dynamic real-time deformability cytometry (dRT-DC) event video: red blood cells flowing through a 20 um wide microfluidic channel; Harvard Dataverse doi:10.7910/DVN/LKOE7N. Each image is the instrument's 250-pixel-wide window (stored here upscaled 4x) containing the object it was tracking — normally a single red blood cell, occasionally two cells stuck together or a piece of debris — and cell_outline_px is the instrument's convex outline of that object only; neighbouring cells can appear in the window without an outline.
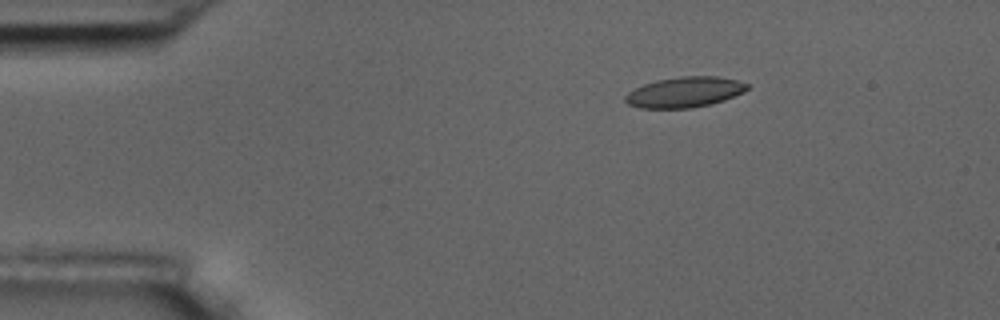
{"species": "common noctule bat (a hibernating species)", "species_latin": "Nyctalus noctula", "temperature_condition": "room temperature", "stored_images_in_passage": 5, "camera_frame_rate_fps": 3000, "um_per_image_px": 0.085, "animal": {"sex": "male", "body_mass_g": 17.5, "forearm_length_mm": 52.3}, "frame": {"image": 1, "passage_image": 3, "time_ms": 2.333, "image_size_px": [1000, 320], "cell_outline_px": [[748, 88], [744, 92], [724, 100], [712, 104], [692, 108], [640, 108], [628, 104], [624, 100], [624, 96], [628, 92], [644, 84], [656, 80], [680, 76], [716, 76], [736, 80], [748, 84]], "centroid_in_image_um": [58.18, 7.83], "position_along_channel_um": 26.8, "area_um2": 21.68}}